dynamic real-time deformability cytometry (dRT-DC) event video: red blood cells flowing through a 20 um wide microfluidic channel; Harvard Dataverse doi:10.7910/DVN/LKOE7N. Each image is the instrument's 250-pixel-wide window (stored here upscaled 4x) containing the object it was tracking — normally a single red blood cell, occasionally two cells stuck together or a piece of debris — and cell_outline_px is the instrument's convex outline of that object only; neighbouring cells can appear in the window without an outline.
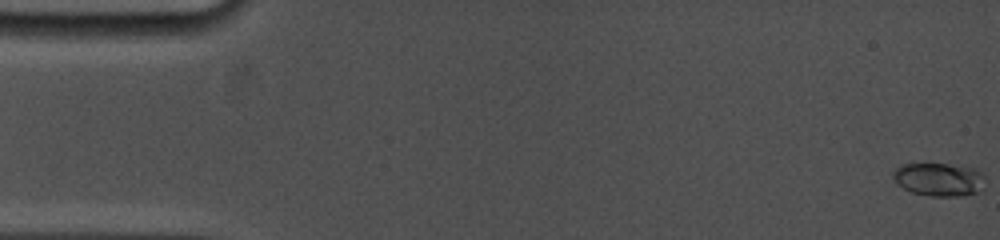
{"species": "common noctule bat (a hibernating species)", "species_latin": "Nyctalus noctula", "temperature_condition": "cold", "stored_images_in_passage": 57, "camera_frame_rate_fps": 5000, "um_per_image_px": 0.085, "animal": {"sex": "female", "body_mass_g": 19.0, "forearm_length_mm": 53.3}, "frame": {"image": 1, "passage_image": 1, "time_ms": 0.0, "image_size_px": [1000, 240], "cell_outline_px": [[984, 188], [980, 192], [964, 196], [932, 196], [912, 192], [896, 184], [892, 180], [892, 172], [900, 164], [948, 164], [976, 168], [984, 172]], "centroid_in_image_um": [79.84, 15.25], "position_along_channel_um": 5.2, "area_um2": 18.26}}
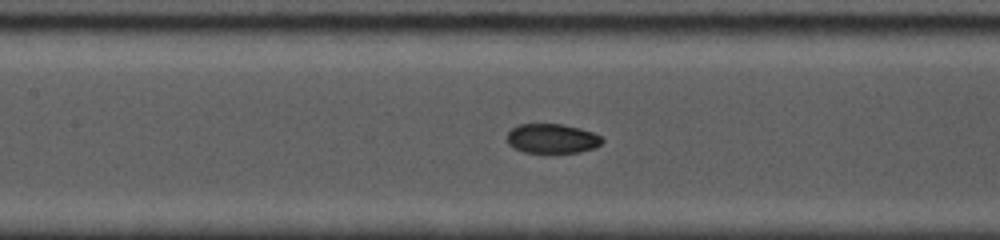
{"frame": {"image": 2, "passage_image": 27, "time_ms": 7.8, "image_size_px": [1000, 240], "cell_outline_px": [[604, 140], [596, 148], [580, 152], [524, 152], [508, 144], [508, 132], [512, 128], [520, 124], [560, 124], [580, 128], [592, 132], [600, 136]], "centroid_in_image_um": [46.95, 11.77], "position_along_channel_um": 160.5, "area_um2": 16.18}}
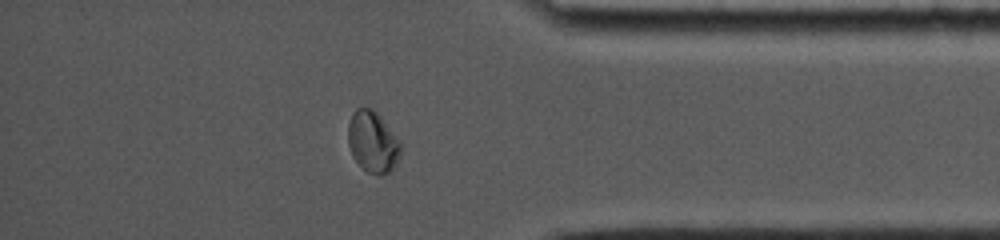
{"frame": {"image": 3, "passage_image": 49, "time_ms": 14.4, "image_size_px": [1000, 240], "cell_outline_px": [[404, 144], [400, 156], [392, 172], [368, 172], [352, 156], [348, 144], [348, 124], [352, 112], [356, 108], [372, 108], [380, 116]], "centroid_in_image_um": [31.71, 12.02], "position_along_channel_um": 403.5, "area_um2": 18.84}, "authors_computed_cell_mechanics": {"area_um2": 17.3978, "velocity_mm_per_s": 3.7885, "shape_relaxation_time_tau1_ms": 4.5212, "shape_relaxation_time_tau2_ms": 1.8192, "deformation_change_tau1": 0.1777, "deformation_change_tau2": 0.0388}}